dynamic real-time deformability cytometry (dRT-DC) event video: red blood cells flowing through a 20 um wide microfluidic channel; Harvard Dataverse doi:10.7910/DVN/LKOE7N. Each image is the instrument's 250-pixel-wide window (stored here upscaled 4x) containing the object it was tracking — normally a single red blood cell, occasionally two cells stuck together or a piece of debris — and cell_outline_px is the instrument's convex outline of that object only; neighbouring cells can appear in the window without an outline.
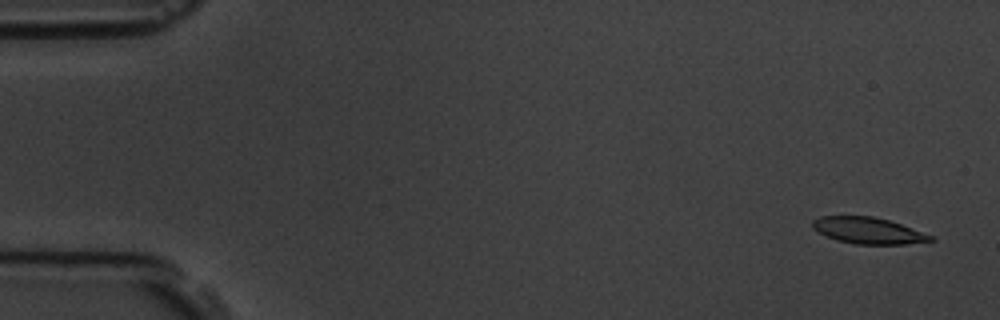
{"species": "common noctule bat (a hibernating species)", "species_latin": "Nyctalus noctula", "temperature_condition": "room temperature", "stored_images_in_passage": 4, "camera_frame_rate_fps": 3000, "um_per_image_px": 0.085, "animal": {"sex": "male", "body_mass_g": 19.5, "forearm_length_mm": 54.6}, "frame": {"image": 1, "passage_image": 1, "time_ms": 0.0, "image_size_px": [1000, 320], "cell_outline_px": [[936, 240], [904, 244], [856, 244], [836, 240], [816, 232], [812, 228], [812, 220], [820, 216], [872, 216], [888, 220], [900, 224], [932, 236]], "centroid_in_image_um": [73.72, 19.6], "position_along_channel_um": 11.3, "area_um2": 18.03}}
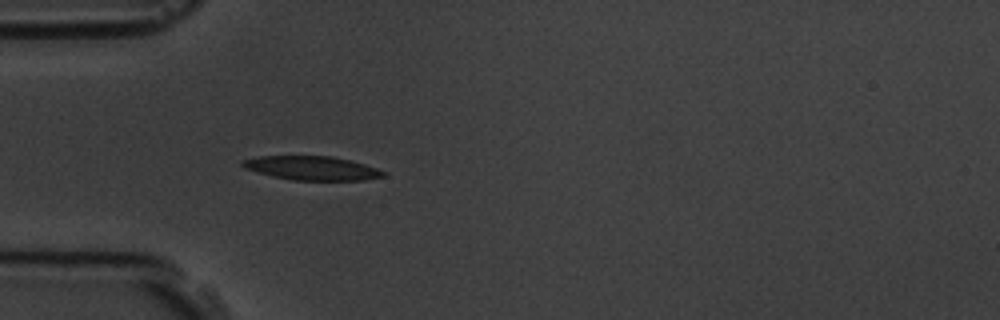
{"frame": {"image": 2, "passage_image": 4, "time_ms": 4.667, "image_size_px": [1000, 320], "cell_outline_px": [[388, 172], [384, 176], [364, 180], [292, 180], [272, 176], [244, 168], [240, 164], [240, 160], [260, 156], [332, 156], [364, 164]], "centroid_in_image_um": [26.49, 14.29], "position_along_channel_um": 58.5, "area_um2": 19.59}}